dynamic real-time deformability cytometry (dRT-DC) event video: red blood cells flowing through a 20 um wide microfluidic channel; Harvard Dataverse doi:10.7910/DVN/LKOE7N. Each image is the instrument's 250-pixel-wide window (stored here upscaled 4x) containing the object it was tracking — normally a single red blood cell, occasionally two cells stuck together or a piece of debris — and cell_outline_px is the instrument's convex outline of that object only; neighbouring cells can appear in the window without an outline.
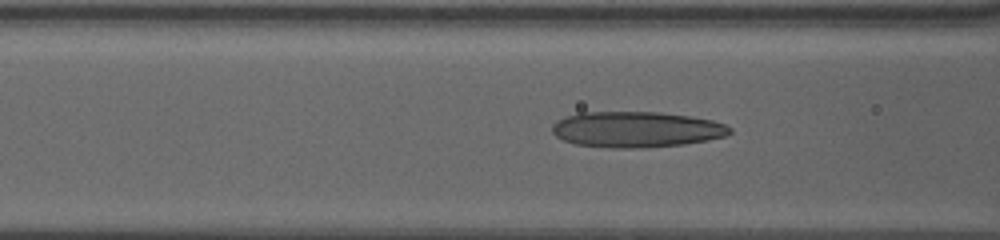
{"species": "human", "species_latin": "Homo sapiens", "temperature_condition": "warm", "stored_images_in_passage": 31, "camera_frame_rate_fps": 3000, "um_per_image_px": 0.085, "donor": {"sex": "female"}, "frame": {"image": 1, "passage_image": 6, "time_ms": 1.667, "image_size_px": [1000, 240], "cell_outline_px": [[732, 132], [724, 136], [708, 140], [684, 144], [644, 148], [616, 148], [576, 144], [564, 140], [556, 136], [552, 132], [552, 124], [556, 120], [580, 112], [660, 112], [688, 116], [712, 120], [724, 124], [732, 128]], "centroid_in_image_um": [54.08, 11.0], "position_along_channel_um": 112.5, "area_um2": 37.05}}
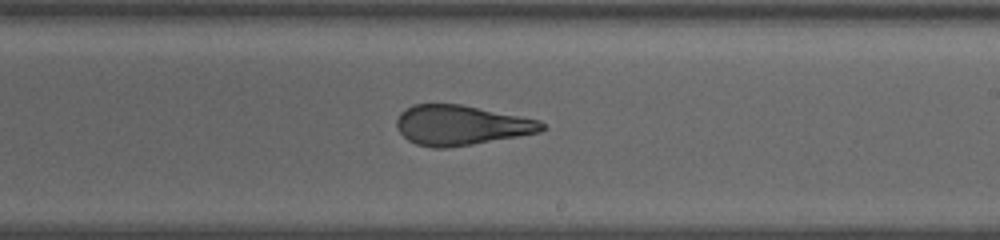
{"frame": {"image": 2, "passage_image": 18, "time_ms": 5.667, "image_size_px": [1000, 240], "cell_outline_px": [[544, 128], [540, 132], [472, 144], [444, 148], [432, 148], [416, 144], [408, 140], [400, 132], [396, 124], [396, 120], [400, 112], [404, 108], [412, 104], [460, 104], [540, 120], [544, 124]], "centroid_in_image_um": [39.14, 10.63], "position_along_channel_um": 249.9, "area_um2": 33.58}}
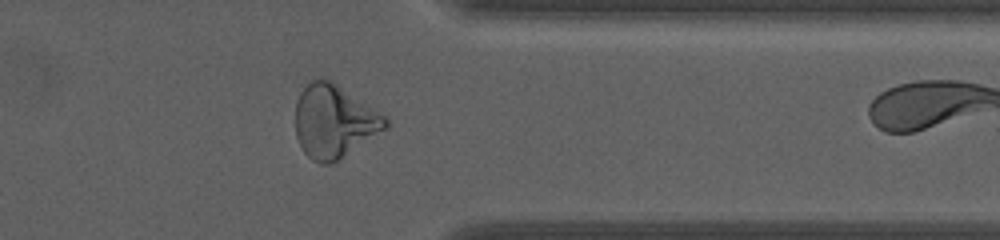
{"frame": {"image": 3, "passage_image": 30, "time_ms": 9.667, "image_size_px": [1000, 240], "cell_outline_px": [[392, 124], [388, 128], [332, 164], [320, 164], [312, 160], [304, 152], [296, 136], [296, 100], [300, 92], [312, 80], [324, 76], [332, 80], [388, 116]], "centroid_in_image_um": [28.44, 10.29], "position_along_channel_um": 383.0, "area_um2": 39.02}}